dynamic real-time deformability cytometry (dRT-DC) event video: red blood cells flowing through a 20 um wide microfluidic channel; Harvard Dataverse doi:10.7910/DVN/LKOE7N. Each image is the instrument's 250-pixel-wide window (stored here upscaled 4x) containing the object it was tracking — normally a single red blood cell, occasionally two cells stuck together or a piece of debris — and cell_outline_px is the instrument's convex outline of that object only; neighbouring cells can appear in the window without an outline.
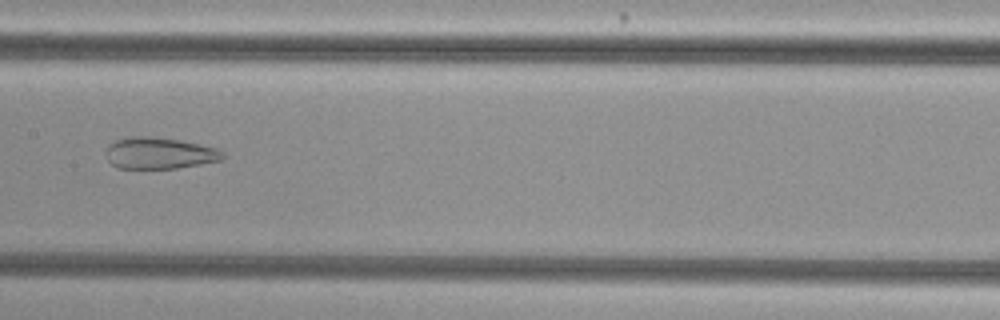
{"species": "common noctule bat (a hibernating species)", "species_latin": "Nyctalus noctula", "temperature_condition": "cold", "stored_images_in_passage": 50, "camera_frame_rate_fps": 3000, "um_per_image_px": 0.085, "animal": {"sex": "female", "body_mass_g": 29.2, "forearm_length_mm": 56.3}, "frame": {"image": 1, "passage_image": 24, "time_ms": 7.667, "image_size_px": [1000, 320], "cell_outline_px": [[224, 156], [220, 160], [200, 164], [176, 168], [116, 168], [108, 160], [104, 152], [108, 144], [116, 140], [128, 136], [148, 136], [180, 140], [216, 148], [224, 152]], "centroid_in_image_um": [13.49, 13.01], "position_along_channel_um": 193.9, "area_um2": 21.44}}
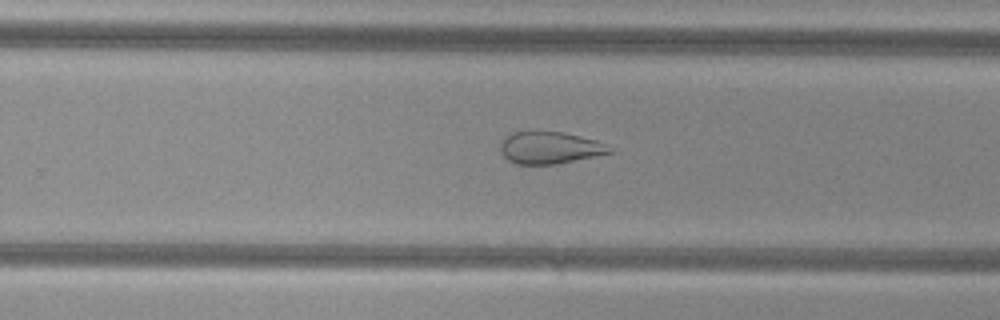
{"frame": {"image": 2, "passage_image": 31, "time_ms": 10.0, "image_size_px": [1000, 320], "cell_outline_px": [[616, 152], [556, 164], [516, 164], [508, 160], [500, 152], [500, 140], [504, 136], [512, 132], [564, 132], [596, 140], [604, 144]], "centroid_in_image_um": [46.7, 12.56], "position_along_channel_um": 283.1, "area_um2": 20.46}}
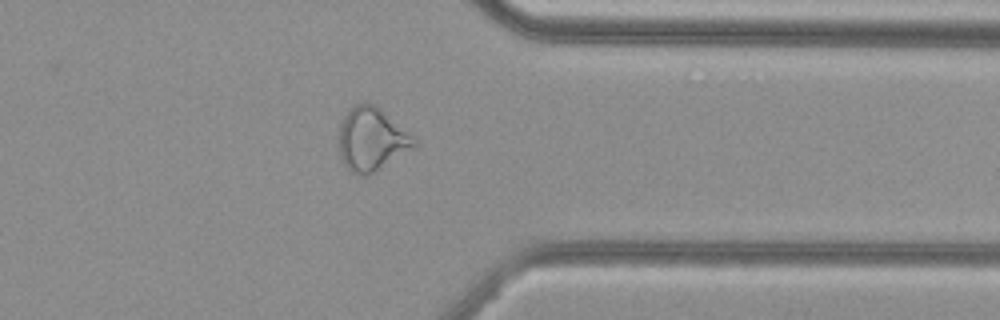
{"frame": {"image": 3, "passage_image": 39, "time_ms": 12.667, "image_size_px": [1000, 320], "cell_outline_px": [[420, 144], [416, 148], [368, 176], [364, 176], [352, 172], [344, 164], [340, 156], [340, 124], [348, 108], [364, 100], [376, 104], [412, 136]], "centroid_in_image_um": [31.61, 11.82], "position_along_channel_um": 379.8, "area_um2": 28.03}}